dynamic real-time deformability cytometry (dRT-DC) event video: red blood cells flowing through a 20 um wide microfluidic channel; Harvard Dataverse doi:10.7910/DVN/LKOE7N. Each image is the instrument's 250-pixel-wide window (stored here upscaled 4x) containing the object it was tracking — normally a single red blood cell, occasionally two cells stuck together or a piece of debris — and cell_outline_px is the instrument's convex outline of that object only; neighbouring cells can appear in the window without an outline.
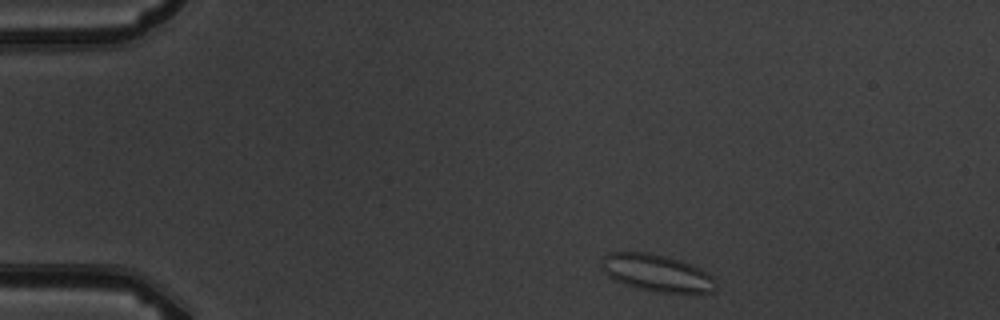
{"species": "common noctule bat (a hibernating species)", "species_latin": "Nyctalus noctula", "temperature_condition": "warm", "stored_images_in_passage": 3, "camera_frame_rate_fps": 3000, "um_per_image_px": 0.085, "animal": {"sex": "male", "body_mass_g": 19.5, "forearm_length_mm": 54.6}, "frame": {"image": 1, "passage_image": 1, "time_ms": 0.0, "image_size_px": [1000, 320], "cell_outline_px": [[716, 288], [712, 292], [656, 292], [636, 288], [624, 284], [608, 276], [600, 268], [604, 256], [608, 252], [648, 252], [668, 256], [680, 260], [700, 268], [712, 276], [716, 280]], "centroid_in_image_um": [55.81, 23.19], "position_along_channel_um": 29.2, "area_um2": 24.74}}